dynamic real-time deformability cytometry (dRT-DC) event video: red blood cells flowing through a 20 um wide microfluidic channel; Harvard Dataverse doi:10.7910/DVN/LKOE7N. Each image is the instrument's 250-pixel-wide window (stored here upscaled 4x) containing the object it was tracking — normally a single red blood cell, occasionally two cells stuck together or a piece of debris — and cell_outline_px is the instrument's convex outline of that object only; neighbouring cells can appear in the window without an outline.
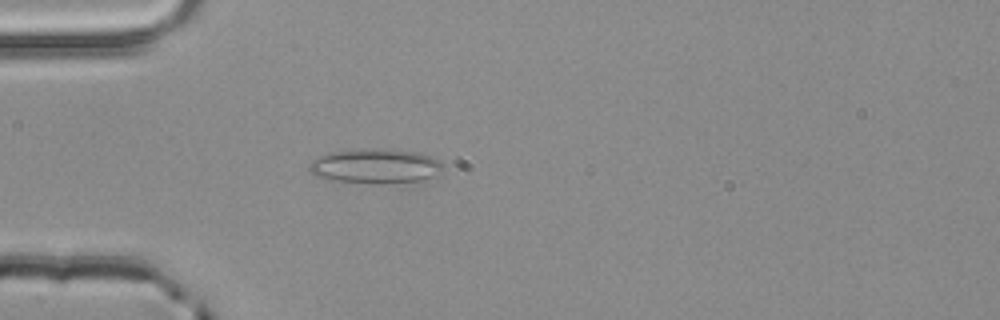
{"species": "common noctule bat (a hibernating species)", "species_latin": "Nyctalus noctula", "temperature_condition": "room temperature", "stored_images_in_passage": 40, "camera_frame_rate_fps": 3000, "um_per_image_px": 0.085, "animal": {"sex": "male", "body_mass_g": 20.4}, "frame": {"image": 1, "passage_image": 2, "time_ms": 0.333, "image_size_px": [1000, 320], "cell_outline_px": [[444, 168], [440, 172], [432, 176], [420, 180], [328, 180], [316, 176], [308, 168], [308, 164], [312, 160], [328, 152], [376, 148], [416, 152], [432, 156], [440, 160], [444, 164]], "centroid_in_image_um": [31.9, 14.05], "position_along_channel_um": 53.1, "area_um2": 25.72}}
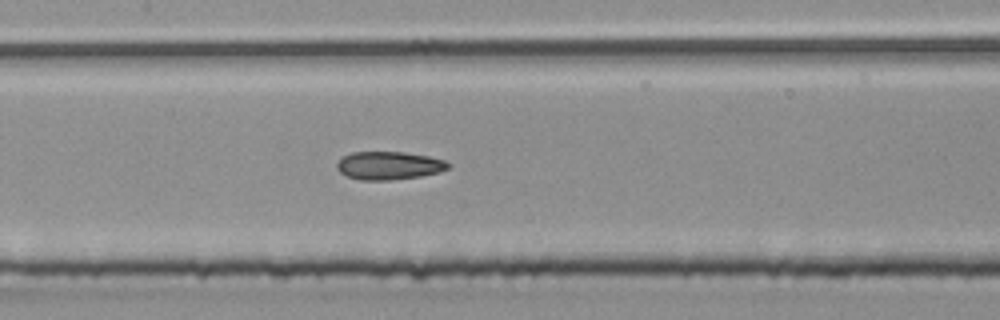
{"frame": {"image": 2, "passage_image": 12, "time_ms": 3.667, "image_size_px": [1000, 320], "cell_outline_px": [[452, 164], [448, 168], [440, 172], [420, 176], [392, 180], [360, 180], [348, 176], [340, 172], [336, 168], [336, 164], [344, 156], [352, 152], [404, 152], [428, 156], [444, 160]], "centroid_in_image_um": [33.07, 14.07], "position_along_channel_um": 174.3, "area_um2": 18.21}}
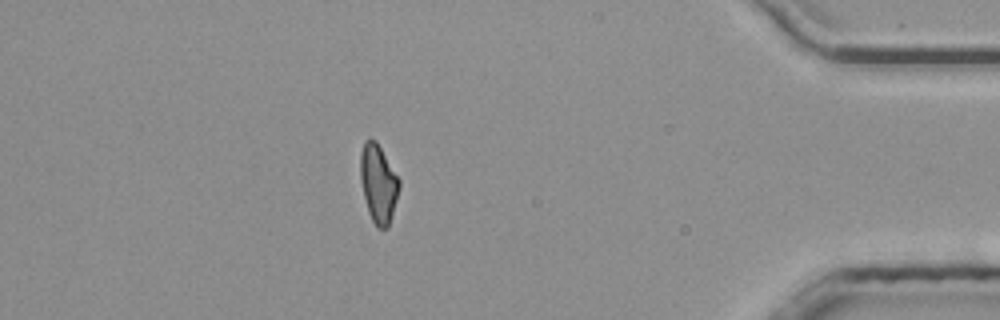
{"frame": {"image": 3, "passage_image": 33, "time_ms": 10.667, "image_size_px": [1000, 320], "cell_outline_px": [[400, 188], [388, 228], [376, 228], [368, 212], [360, 180], [360, 152], [364, 140], [376, 140], [400, 180]], "centroid_in_image_um": [32.15, 15.61], "position_along_channel_um": 403.0, "area_um2": 17.74}, "authors_computed_cell_mechanics": {"area_um2": 17.9758, "velocity_mm_per_s": 3.9226, "shape_relaxation_time_tau1_ms": null, "shape_relaxation_time_tau2_ms": 3.8848, "deformation_change_tau1": null, "deformation_change_tau2": 0.1154}}